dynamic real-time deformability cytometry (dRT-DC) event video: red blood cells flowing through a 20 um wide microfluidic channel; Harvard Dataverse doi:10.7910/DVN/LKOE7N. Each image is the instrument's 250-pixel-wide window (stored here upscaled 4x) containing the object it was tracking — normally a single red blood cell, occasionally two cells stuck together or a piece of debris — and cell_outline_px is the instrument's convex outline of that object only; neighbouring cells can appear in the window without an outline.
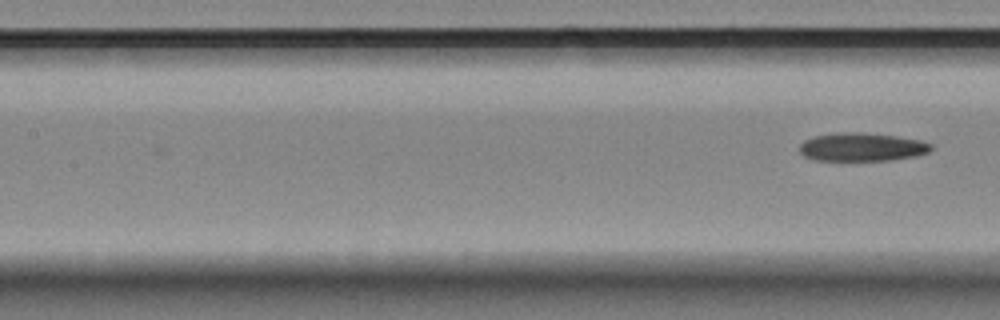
{"species": "Egyptian fruit bat (a non-hibernating species)", "species_latin": "Rousettus aegyptiacus", "temperature_condition": "room temperature", "stored_images_in_passage": 9, "segment_of_instrument_passage": [2, 2], "camera_frame_rate_fps": 3000, "um_per_image_px": 0.085, "animal": {"sex": "female"}, "frame": {"image": 1, "passage_image": 9, "time_ms": 10.0, "image_size_px": [1000, 320], "cell_outline_px": [[932, 148], [928, 152], [916, 156], [892, 160], [812, 160], [804, 156], [800, 152], [800, 144], [804, 140], [816, 136], [848, 132], [856, 132], [896, 136], [920, 140], [932, 144]], "centroid_in_image_um": [73.27, 12.51], "position_along_channel_um": 134.1, "area_um2": 21.5}}